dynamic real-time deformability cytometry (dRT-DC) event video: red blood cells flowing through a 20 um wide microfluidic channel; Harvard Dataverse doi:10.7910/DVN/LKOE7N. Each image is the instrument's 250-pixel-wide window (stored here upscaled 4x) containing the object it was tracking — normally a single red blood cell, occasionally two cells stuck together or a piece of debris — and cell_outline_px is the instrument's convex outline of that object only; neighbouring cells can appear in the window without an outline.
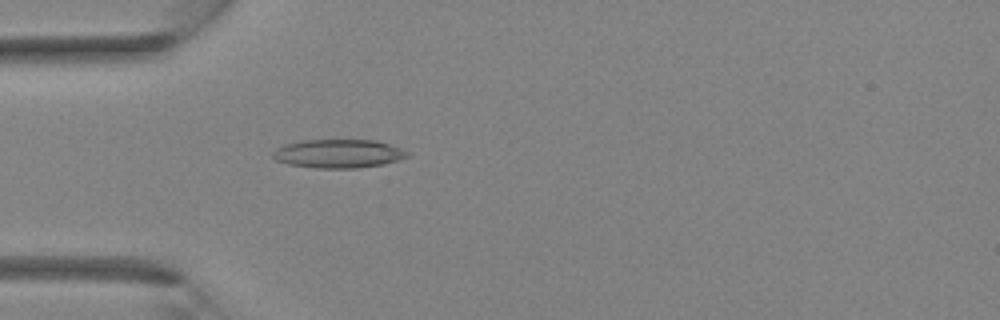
{"species": "Egyptian fruit bat (a non-hibernating species)", "species_latin": "Rousettus aegyptiacus", "temperature_condition": "room temperature", "stored_images_in_passage": 33, "camera_frame_rate_fps": 3000, "um_per_image_px": 0.085, "animal": {"sex": "female"}, "frame": {"image": 1, "passage_image": 8, "time_ms": 2.333, "image_size_px": [1000, 320], "cell_outline_px": [[408, 156], [400, 160], [384, 164], [356, 168], [316, 168], [288, 164], [276, 160], [272, 156], [272, 152], [276, 148], [284, 144], [300, 140], [376, 140], [400, 148], [408, 152]], "centroid_in_image_um": [28.74, 13.06], "position_along_channel_um": 56.3, "area_um2": 22.48}}
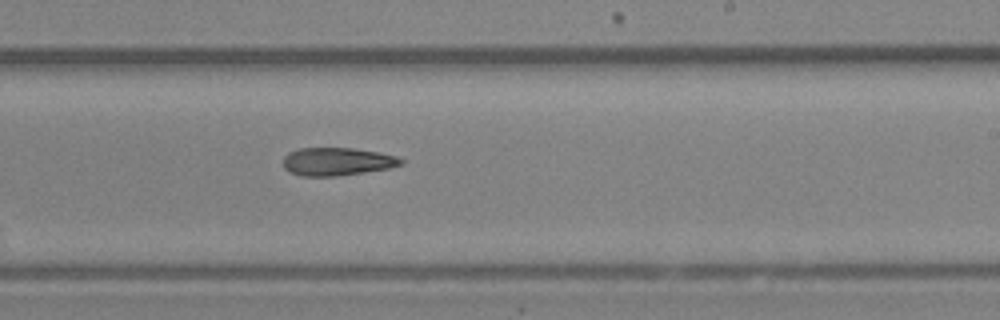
{"frame": {"image": 2, "passage_image": 19, "time_ms": 6.0, "image_size_px": [1000, 320], "cell_outline_px": [[404, 164], [388, 168], [364, 172], [336, 176], [304, 176], [292, 172], [284, 168], [284, 156], [288, 152], [300, 148], [352, 148], [376, 152], [396, 156], [404, 160]], "centroid_in_image_um": [28.65, 13.73], "position_along_channel_um": 260.3, "area_um2": 19.02}}
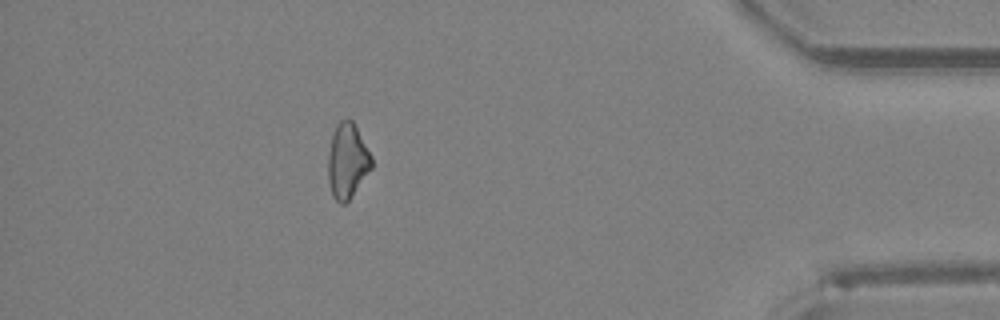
{"frame": {"image": 3, "passage_image": 29, "time_ms": 9.333, "image_size_px": [1000, 320], "cell_outline_px": [[372, 168], [348, 200], [344, 204], [340, 204], [332, 196], [328, 180], [328, 156], [332, 136], [336, 124], [340, 120], [352, 120], [372, 156]], "centroid_in_image_um": [29.52, 13.69], "position_along_channel_um": 405.7, "area_um2": 18.79}}